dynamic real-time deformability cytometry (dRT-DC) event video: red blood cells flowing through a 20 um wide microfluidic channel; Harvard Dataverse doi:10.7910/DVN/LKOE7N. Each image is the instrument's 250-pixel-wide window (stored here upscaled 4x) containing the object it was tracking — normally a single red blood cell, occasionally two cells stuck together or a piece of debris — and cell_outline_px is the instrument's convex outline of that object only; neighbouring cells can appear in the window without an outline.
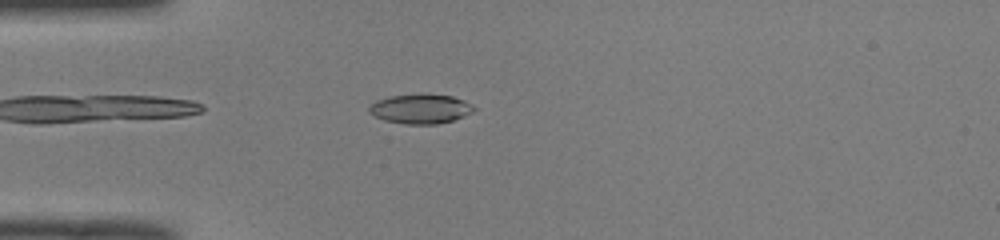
{"species": "common noctule bat (a hibernating species)", "species_latin": "Nyctalus noctula", "temperature_condition": "room temperature", "stored_images_in_passage": 41, "camera_frame_rate_fps": 3000, "um_per_image_px": 0.085, "animal": {"sex": "male", "body_mass_g": 19.0, "forearm_length_mm": 50.8}, "frame": {"image": 1, "passage_image": 5, "time_ms": 1.333, "image_size_px": [1000, 240], "cell_outline_px": [[476, 108], [472, 112], [464, 116], [452, 120], [436, 124], [404, 124], [384, 120], [368, 112], [368, 108], [376, 100], [392, 96], [452, 96], [464, 100], [472, 104]], "centroid_in_image_um": [35.75, 9.29], "position_along_channel_um": 49.3, "area_um2": 17.4}}
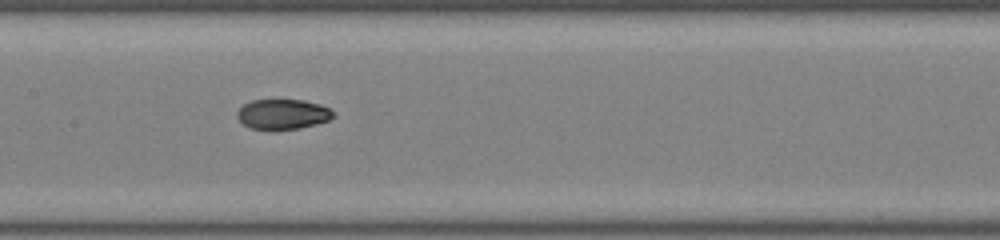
{"frame": {"image": 2, "passage_image": 16, "time_ms": 5.0, "image_size_px": [1000, 240], "cell_outline_px": [[336, 116], [328, 120], [316, 124], [300, 128], [252, 128], [244, 124], [236, 116], [236, 112], [244, 104], [252, 100], [304, 100], [320, 104], [328, 108]], "centroid_in_image_um": [24.04, 9.68], "position_along_channel_um": 183.4, "area_um2": 16.47}}
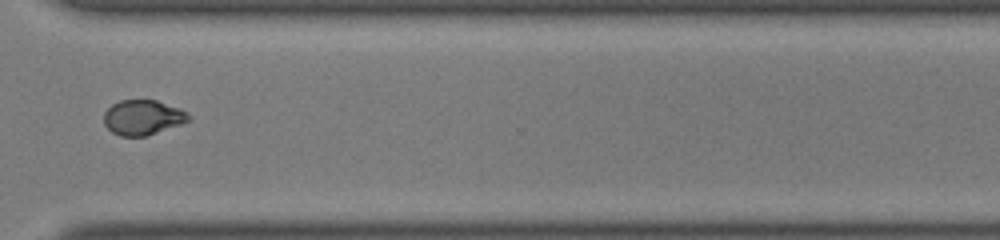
{"frame": {"image": 3, "passage_image": 29, "time_ms": 9.333, "image_size_px": [1000, 240], "cell_outline_px": [[192, 120], [148, 136], [120, 136], [112, 132], [104, 124], [104, 112], [112, 104], [120, 100], [156, 100], [180, 108], [188, 112], [192, 116]], "centroid_in_image_um": [12.17, 9.98], "position_along_channel_um": 358.4, "area_um2": 17.51}, "authors_computed_cell_mechanics": {"area_um2": 17.629, "velocity_mm_per_s": 4.0334, "shape_relaxation_time_tau1_ms": 8.131, "shape_relaxation_time_tau2_ms": 1.8204, "deformation_change_tau1": 0.2185, "deformation_change_tau2": 0.0464}}